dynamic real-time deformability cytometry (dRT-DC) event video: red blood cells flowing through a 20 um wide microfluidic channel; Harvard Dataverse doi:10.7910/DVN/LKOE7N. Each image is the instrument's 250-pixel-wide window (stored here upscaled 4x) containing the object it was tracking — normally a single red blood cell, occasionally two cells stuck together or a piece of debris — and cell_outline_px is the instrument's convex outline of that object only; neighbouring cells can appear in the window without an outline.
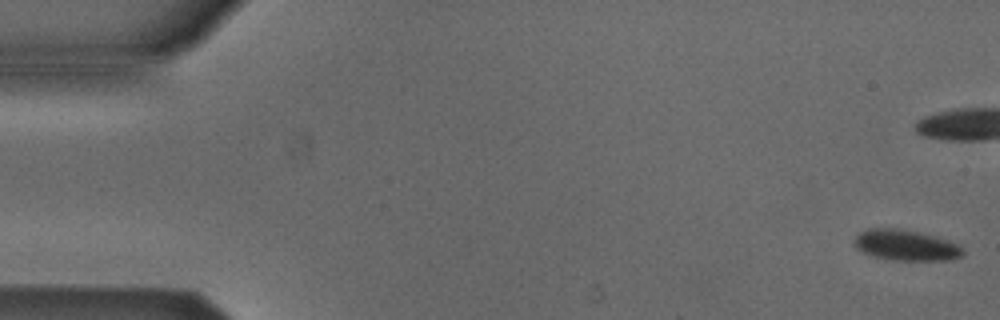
{"species": "Egyptian fruit bat (a non-hibernating species)", "species_latin": "Rousettus aegyptiacus", "temperature_condition": "cold", "stored_images_in_passage": 16, "camera_frame_rate_fps": 3000, "um_per_image_px": 0.085, "animal": {"sex": "male"}, "frame": {"image": 1, "passage_image": 1, "time_ms": 0.0, "image_size_px": [1000, 320], "cell_outline_px": [[964, 256], [952, 260], [892, 260], [876, 256], [864, 252], [856, 248], [856, 236], [860, 232], [868, 228], [900, 228], [936, 236], [960, 244], [964, 248]], "centroid_in_image_um": [77.09, 20.84], "position_along_channel_um": 7.9, "area_um2": 19.54}}